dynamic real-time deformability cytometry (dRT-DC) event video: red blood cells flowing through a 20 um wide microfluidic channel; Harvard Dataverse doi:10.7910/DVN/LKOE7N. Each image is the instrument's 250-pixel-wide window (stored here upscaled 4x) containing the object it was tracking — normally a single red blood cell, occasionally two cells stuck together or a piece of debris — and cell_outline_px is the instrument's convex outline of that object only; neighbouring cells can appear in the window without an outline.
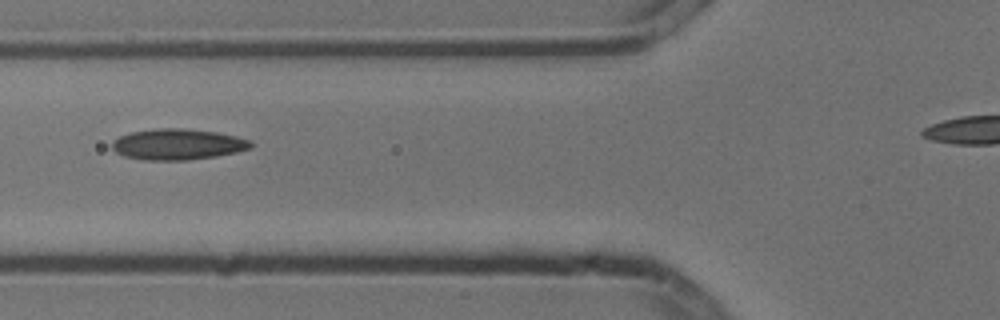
{"species": "common noctule bat (a hibernating species)", "species_latin": "Nyctalus noctula", "temperature_condition": "cold", "stored_images_in_passage": 7, "segment_of_instrument_passage": [1, 2], "camera_frame_rate_fps": 3000, "um_per_image_px": 0.085, "animal": {"sex": "male", "body_mass_g": 13.3}, "frame": {"image": 1, "passage_image": 3, "time_ms": 0.667, "image_size_px": [1000, 320], "cell_outline_px": [[252, 148], [236, 152], [216, 156], [188, 160], [144, 160], [124, 156], [116, 152], [112, 148], [112, 140], [120, 136], [132, 132], [156, 128], [184, 128], [216, 132], [236, 136], [252, 140]], "centroid_in_image_um": [15.11, 12.26], "position_along_channel_um": 110.7, "area_um2": 25.09}}
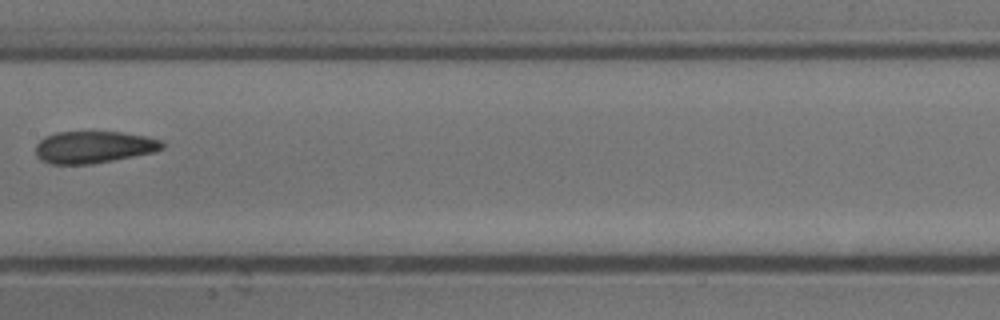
{"frame": {"image": 2, "passage_image": 5, "time_ms": 1.333, "image_size_px": [1000, 320], "cell_outline_px": [[164, 148], [152, 152], [112, 160], [88, 164], [52, 164], [40, 160], [36, 156], [36, 144], [44, 136], [56, 132], [124, 132], [148, 136], [164, 140]], "centroid_in_image_um": [7.96, 12.49], "position_along_channel_um": 199.4, "area_um2": 23.7}}
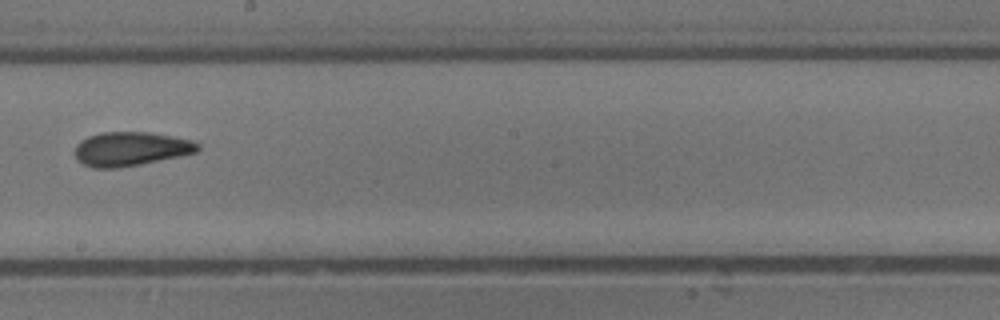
{"frame": {"image": 3, "passage_image": 6, "time_ms": 1.667, "image_size_px": [1000, 320], "cell_outline_px": [[200, 148], [196, 152], [180, 156], [120, 168], [92, 168], [84, 164], [76, 156], [76, 144], [80, 140], [88, 136], [100, 132], [148, 132], [172, 136], [192, 140], [200, 144]], "centroid_in_image_um": [11.12, 12.65], "position_along_channel_um": 237.1, "area_um2": 24.33}}